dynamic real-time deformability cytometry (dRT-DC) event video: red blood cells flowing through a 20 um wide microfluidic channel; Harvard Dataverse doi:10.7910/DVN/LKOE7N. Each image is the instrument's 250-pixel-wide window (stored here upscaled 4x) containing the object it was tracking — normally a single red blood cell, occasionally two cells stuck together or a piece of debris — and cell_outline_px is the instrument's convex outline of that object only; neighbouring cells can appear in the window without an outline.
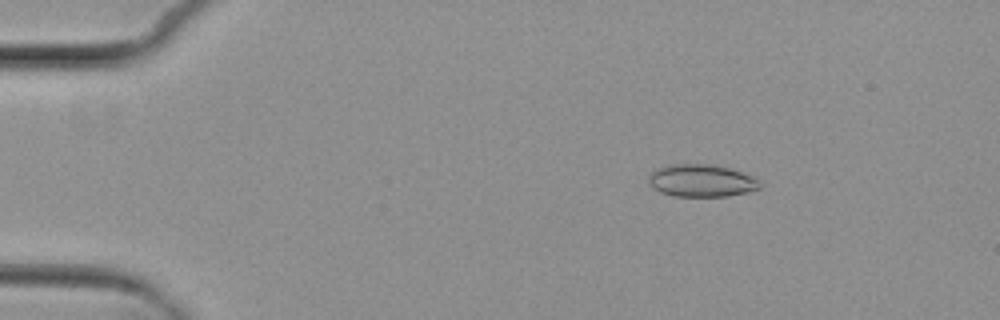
{"species": "common noctule bat (a hibernating species)", "species_latin": "Nyctalus noctula", "temperature_condition": "cold", "stored_images_in_passage": 6, "camera_frame_rate_fps": 3000, "um_per_image_px": 0.085, "animal": {"sex": "female", "body_mass_g": 29.2, "forearm_length_mm": 56.3}, "frame": {"image": 1, "passage_image": 3, "time_ms": 2.333, "image_size_px": [1000, 320], "cell_outline_px": [[760, 188], [748, 192], [728, 196], [676, 196], [660, 192], [652, 188], [648, 180], [648, 176], [652, 172], [660, 168], [672, 164], [712, 164], [728, 168], [740, 172], [756, 180], [760, 184]], "centroid_in_image_um": [59.58, 15.36], "position_along_channel_um": 25.4, "area_um2": 20.69}}
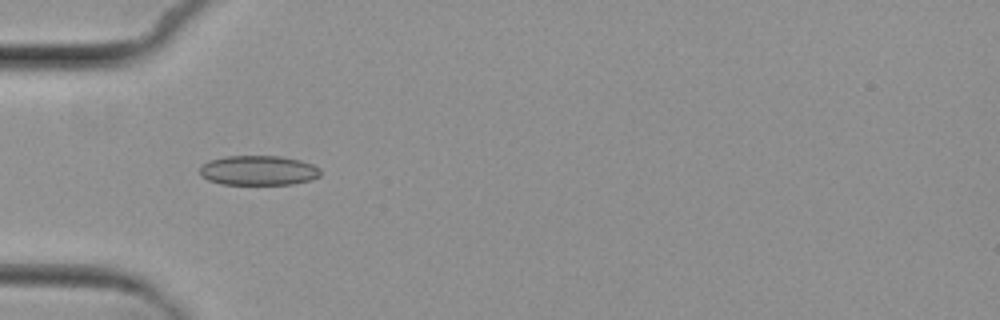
{"frame": {"image": 2, "passage_image": 5, "time_ms": 5.333, "image_size_px": [1000, 320], "cell_outline_px": [[320, 176], [308, 180], [292, 184], [220, 184], [208, 180], [200, 176], [200, 164], [208, 160], [224, 156], [280, 156], [300, 160], [312, 164], [320, 168]], "centroid_in_image_um": [21.91, 14.48], "position_along_channel_um": 63.1, "area_um2": 21.04}}
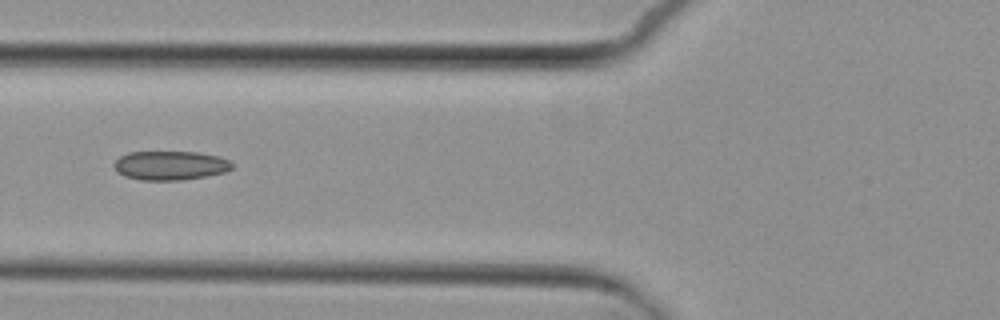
{"frame": {"image": 3, "passage_image": 6, "time_ms": 6.667, "image_size_px": [1000, 320], "cell_outline_px": [[232, 168], [224, 172], [208, 176], [180, 180], [140, 180], [124, 176], [116, 172], [112, 164], [120, 156], [128, 152], [196, 152], [216, 156], [228, 160], [232, 164]], "centroid_in_image_um": [14.41, 14.07], "position_along_channel_um": 111.4, "area_um2": 20.0}}